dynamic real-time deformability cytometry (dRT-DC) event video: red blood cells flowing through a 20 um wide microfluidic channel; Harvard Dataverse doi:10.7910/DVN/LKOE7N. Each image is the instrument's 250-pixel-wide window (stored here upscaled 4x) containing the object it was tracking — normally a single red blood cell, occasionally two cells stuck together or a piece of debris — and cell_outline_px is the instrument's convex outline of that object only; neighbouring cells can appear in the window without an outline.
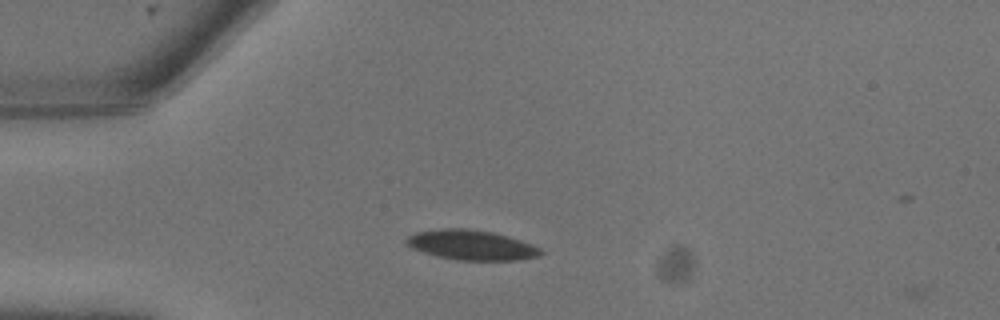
{"species": "common noctule bat (a hibernating species)", "species_latin": "Nyctalus noctula", "temperature_condition": "warm", "stored_images_in_passage": 3, "camera_frame_rate_fps": 3000, "um_per_image_px": 0.085, "animal": {"sex": "male", "body_mass_g": 13.3}, "frame": {"image": 1, "passage_image": 1, "time_ms": 0.0, "image_size_px": [1000, 320], "cell_outline_px": [[544, 252], [540, 256], [520, 260], [456, 260], [436, 256], [412, 248], [404, 244], [404, 240], [408, 236], [416, 232], [440, 228], [464, 228], [492, 232], [508, 236], [532, 244], [540, 248]], "centroid_in_image_um": [40.06, 20.83], "position_along_channel_um": 44.9, "area_um2": 23.58}}